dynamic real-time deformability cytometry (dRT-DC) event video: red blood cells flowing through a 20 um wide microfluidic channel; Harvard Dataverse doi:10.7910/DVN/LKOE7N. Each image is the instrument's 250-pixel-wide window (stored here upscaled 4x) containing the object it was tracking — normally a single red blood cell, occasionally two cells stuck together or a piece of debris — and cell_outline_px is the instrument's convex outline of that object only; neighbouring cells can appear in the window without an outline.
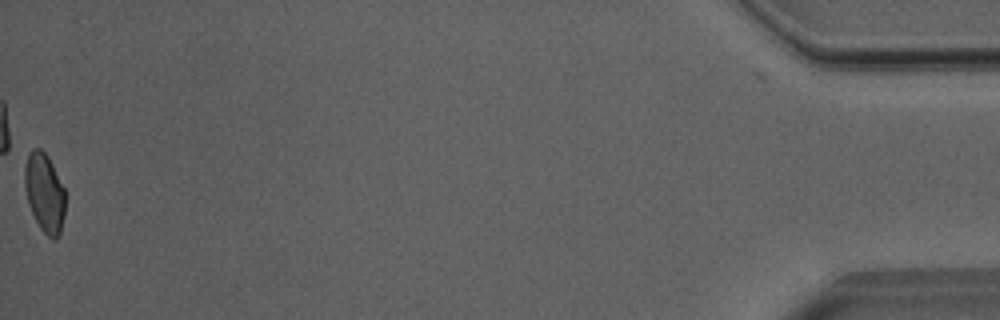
{"species": "Egyptian fruit bat (a non-hibernating species)", "species_latin": "Rousettus aegyptiacus", "temperature_condition": "room temperature", "stored_images_in_passage": 52, "camera_frame_rate_fps": 3000, "um_per_image_px": 0.085, "animal": {"sex": "male"}, "frame": {"image": 1, "passage_image": 51, "time_ms": 16.667, "image_size_px": [1000, 320], "cell_outline_px": [[64, 216], [60, 232], [52, 240], [40, 228], [28, 204], [24, 184], [24, 168], [28, 156], [32, 148], [40, 148], [48, 156], [64, 188]], "centroid_in_image_um": [3.77, 16.36], "position_along_channel_um": 431.4, "area_um2": 18.44}, "authors_computed_cell_mechanics": {"area_um2": 19.7098, "velocity_mm_per_s": 4.029, "shape_relaxation_time_tau1_ms": 4.673, "shape_relaxation_time_tau2_ms": 1.2872, "deformation_change_tau1": 0.0994, "deformation_change_tau2": 0.0534}}